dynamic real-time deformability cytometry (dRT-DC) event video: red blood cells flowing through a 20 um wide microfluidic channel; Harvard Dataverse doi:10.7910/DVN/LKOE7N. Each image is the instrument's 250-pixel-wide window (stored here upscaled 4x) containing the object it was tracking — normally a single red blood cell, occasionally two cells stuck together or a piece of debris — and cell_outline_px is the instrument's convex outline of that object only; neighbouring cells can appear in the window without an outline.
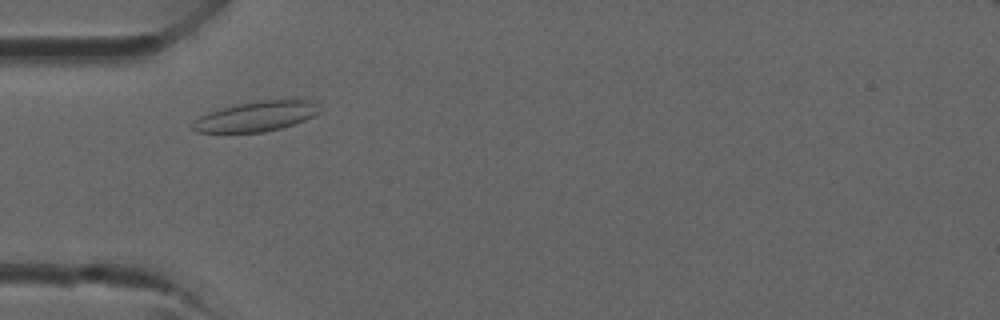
{"species": "common noctule bat (a hibernating species)", "species_latin": "Nyctalus noctula", "temperature_condition": "room temperature", "stored_images_in_passage": 34, "camera_frame_rate_fps": 3000, "um_per_image_px": 0.085, "animal": {"sex": "male", "forearm_length_mm": 52.5}, "frame": {"image": 1, "passage_image": 6, "time_ms": 1.667, "image_size_px": [1000, 320], "cell_outline_px": [[320, 112], [304, 120], [280, 128], [264, 132], [196, 132], [192, 128], [192, 124], [200, 116], [208, 112], [236, 104], [264, 100], [296, 96], [304, 96]], "centroid_in_image_um": [21.81, 9.85], "position_along_channel_um": 63.2, "area_um2": 22.31}}
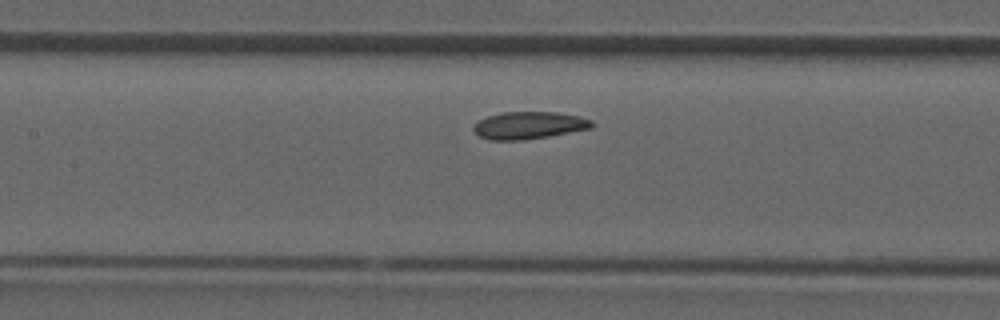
{"frame": {"image": 2, "passage_image": 12, "time_ms": 3.667, "image_size_px": [1000, 320], "cell_outline_px": [[596, 124], [592, 128], [548, 136], [524, 140], [488, 140], [480, 136], [472, 128], [476, 120], [488, 116], [504, 112], [556, 112], [580, 116], [592, 120]], "centroid_in_image_um": [44.97, 10.65], "position_along_channel_um": 162.4, "area_um2": 18.96}}
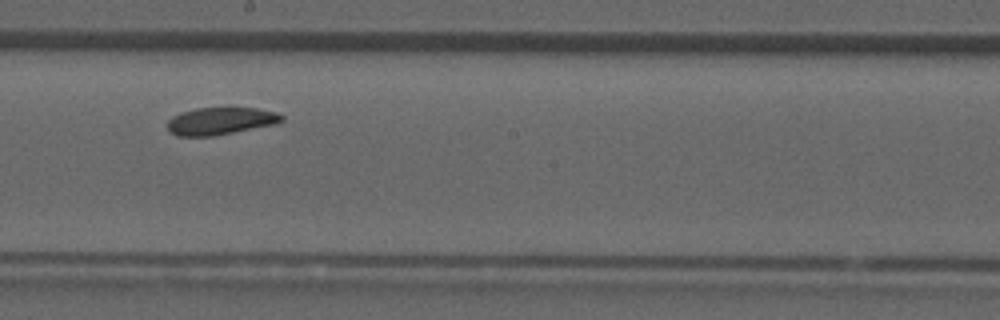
{"frame": {"image": 3, "passage_image": 16, "time_ms": 5.0, "image_size_px": [1000, 320], "cell_outline_px": [[284, 120], [276, 124], [212, 136], [176, 136], [168, 128], [168, 120], [172, 116], [180, 112], [196, 108], [256, 108], [276, 112], [284, 116]], "centroid_in_image_um": [18.75, 10.28], "position_along_channel_um": 229.5, "area_um2": 18.15}}